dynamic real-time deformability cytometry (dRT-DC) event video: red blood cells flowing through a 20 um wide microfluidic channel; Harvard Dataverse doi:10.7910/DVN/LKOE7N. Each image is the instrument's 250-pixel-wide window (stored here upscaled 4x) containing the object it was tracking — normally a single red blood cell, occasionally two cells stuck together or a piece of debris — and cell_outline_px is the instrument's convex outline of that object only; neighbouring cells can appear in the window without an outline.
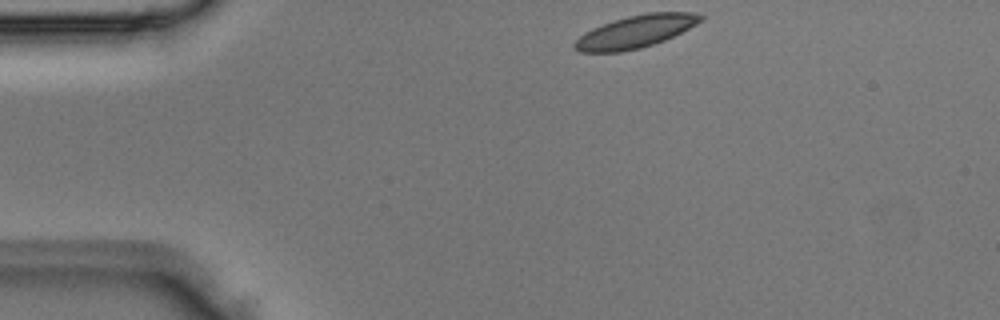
{"species": "Egyptian fruit bat (a non-hibernating species)", "species_latin": "Rousettus aegyptiacus", "temperature_condition": "room temperature", "stored_images_in_passage": 2, "camera_frame_rate_fps": 3000, "um_per_image_px": 0.085, "animal": {"sex": "male"}, "frame": {"image": 1, "passage_image": 1, "time_ms": 0.0, "image_size_px": [1000, 320], "cell_outline_px": [[704, 16], [696, 24], [664, 40], [640, 48], [620, 52], [580, 52], [572, 44], [584, 32], [592, 28], [628, 16], [648, 12], [692, 12]], "centroid_in_image_um": [54.0, 2.69], "position_along_channel_um": 31.0, "area_um2": 23.41}}